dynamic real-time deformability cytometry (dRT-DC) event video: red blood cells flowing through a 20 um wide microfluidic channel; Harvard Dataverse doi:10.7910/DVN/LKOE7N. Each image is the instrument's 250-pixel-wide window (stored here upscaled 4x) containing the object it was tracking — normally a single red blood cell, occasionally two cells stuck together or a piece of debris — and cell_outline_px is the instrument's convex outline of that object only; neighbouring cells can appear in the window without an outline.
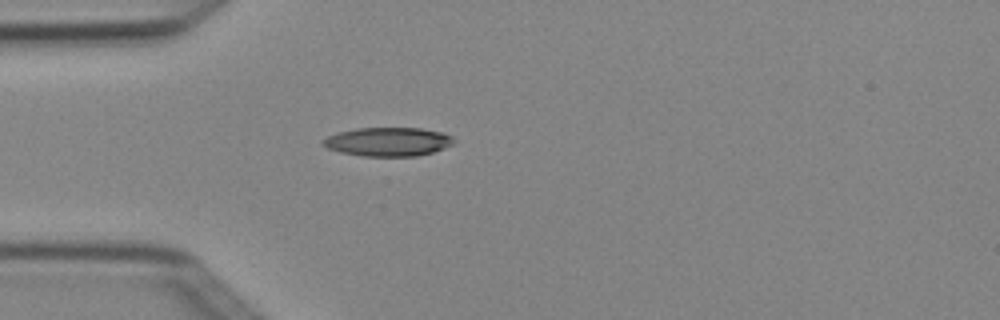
{"species": "Egyptian fruit bat (a non-hibernating species)", "species_latin": "Rousettus aegyptiacus", "temperature_condition": "cold", "stored_images_in_passage": 1, "camera_frame_rate_fps": 3000, "um_per_image_px": 0.085, "animal": {"sex": "female"}, "frame": {"image": 1, "passage_image": 1, "time_ms": 0.0, "image_size_px": [1000, 320], "cell_outline_px": [[456, 140], [452, 144], [444, 148], [432, 152], [416, 156], [364, 156], [340, 152], [328, 148], [320, 144], [320, 140], [328, 136], [340, 132], [356, 128], [420, 128], [444, 132], [452, 136]], "centroid_in_image_um": [32.99, 12.04], "position_along_channel_um": 52.0, "area_um2": 22.02}}